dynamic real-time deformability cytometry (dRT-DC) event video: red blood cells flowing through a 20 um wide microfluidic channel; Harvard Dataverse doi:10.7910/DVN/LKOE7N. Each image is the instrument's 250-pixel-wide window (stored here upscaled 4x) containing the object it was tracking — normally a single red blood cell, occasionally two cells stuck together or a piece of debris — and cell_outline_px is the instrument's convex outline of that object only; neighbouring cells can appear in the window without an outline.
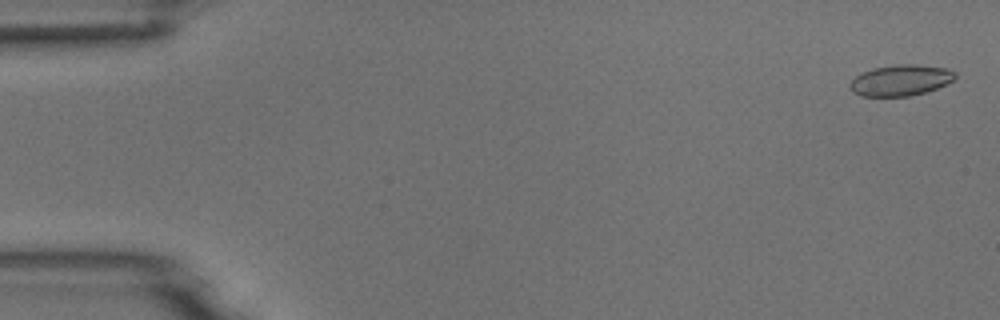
{"species": "common noctule bat (a hibernating species)", "species_latin": "Nyctalus noctula", "temperature_condition": "room temperature", "stored_images_in_passage": 54, "camera_frame_rate_fps": 3000, "um_per_image_px": 0.085, "animal": {"sex": "male", "body_mass_g": 18.8}, "frame": {"image": 1, "passage_image": 2, "time_ms": 0.333, "image_size_px": [1000, 320], "cell_outline_px": [[956, 76], [952, 80], [936, 88], [924, 92], [908, 96], [860, 96], [852, 92], [848, 84], [860, 72], [872, 68], [896, 64], [916, 64], [948, 68], [956, 72]], "centroid_in_image_um": [76.51, 6.81], "position_along_channel_um": 8.5, "area_um2": 19.07}}
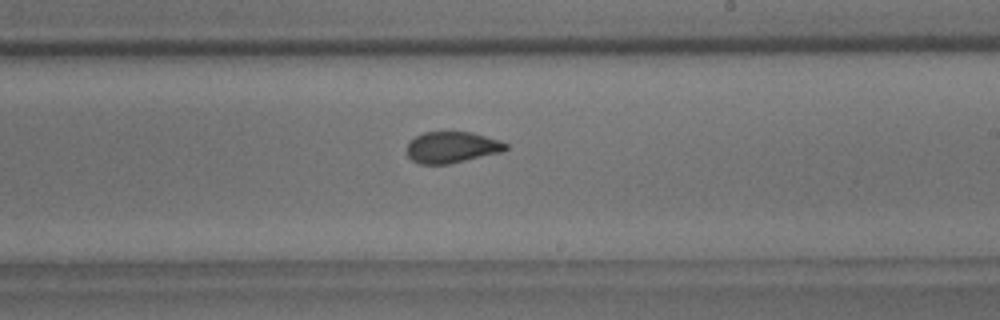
{"frame": {"image": 2, "passage_image": 32, "time_ms": 10.333, "image_size_px": [1000, 320], "cell_outline_px": [[508, 148], [500, 152], [448, 164], [420, 164], [412, 160], [408, 156], [408, 144], [416, 136], [424, 132], [472, 132], [500, 140], [508, 144]], "centroid_in_image_um": [38.42, 12.51], "position_along_channel_um": 250.6, "area_um2": 17.8}}
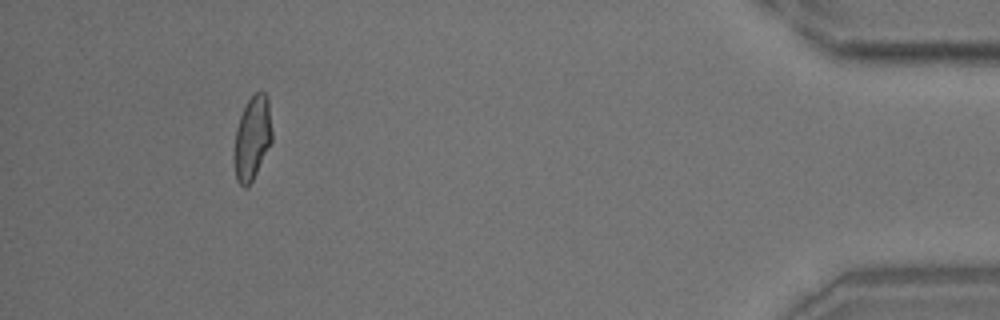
{"frame": {"image": 3, "passage_image": 50, "time_ms": 16.333, "image_size_px": [1000, 320], "cell_outline_px": [[272, 140], [252, 180], [244, 188], [236, 180], [232, 156], [236, 128], [240, 116], [248, 100], [256, 92], [264, 92], [268, 96], [272, 132]], "centroid_in_image_um": [21.41, 11.73], "position_along_channel_um": 413.8, "area_um2": 18.5}, "authors_computed_cell_mechanics": {"area_um2": 18.8139, "velocity_mm_per_s": 3.7753, "shape_relaxation_time_tau1_ms": null, "shape_relaxation_time_tau2_ms": 1.0546, "deformation_change_tau1": null, "deformation_change_tau2": 0.0773}}